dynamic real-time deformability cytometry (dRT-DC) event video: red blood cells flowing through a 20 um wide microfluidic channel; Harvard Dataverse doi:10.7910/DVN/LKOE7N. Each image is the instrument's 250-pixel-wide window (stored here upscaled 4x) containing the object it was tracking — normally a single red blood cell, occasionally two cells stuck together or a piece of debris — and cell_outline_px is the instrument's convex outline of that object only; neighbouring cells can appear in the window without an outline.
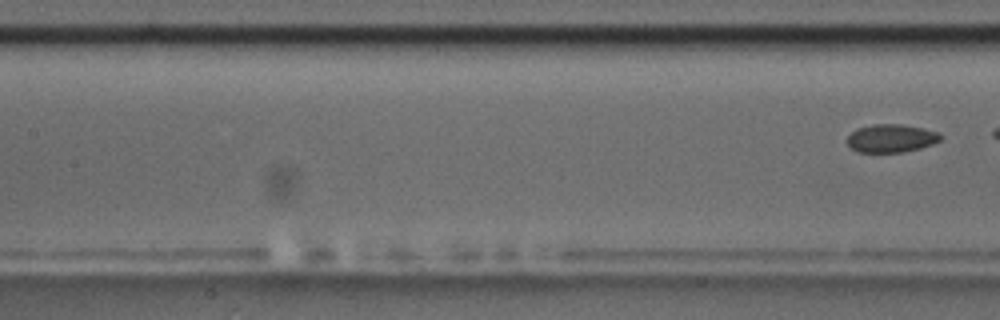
{"species": "common noctule bat (a hibernating species)", "species_latin": "Nyctalus noctula", "temperature_condition": "room temperature", "stored_images_in_passage": 5, "camera_frame_rate_fps": 3000, "um_per_image_px": 0.085, "animal": {"sex": "male", "body_mass_g": 17.5, "forearm_length_mm": 52.3}, "frame": {"image": 1, "passage_image": 5, "time_ms": 6.667, "image_size_px": [1000, 320], "cell_outline_px": [[944, 136], [940, 140], [932, 144], [920, 148], [904, 152], [856, 152], [848, 144], [848, 136], [856, 128], [872, 124], [900, 124], [924, 128], [940, 132]], "centroid_in_image_um": [75.78, 11.75], "position_along_channel_um": 131.6, "area_um2": 15.43}}